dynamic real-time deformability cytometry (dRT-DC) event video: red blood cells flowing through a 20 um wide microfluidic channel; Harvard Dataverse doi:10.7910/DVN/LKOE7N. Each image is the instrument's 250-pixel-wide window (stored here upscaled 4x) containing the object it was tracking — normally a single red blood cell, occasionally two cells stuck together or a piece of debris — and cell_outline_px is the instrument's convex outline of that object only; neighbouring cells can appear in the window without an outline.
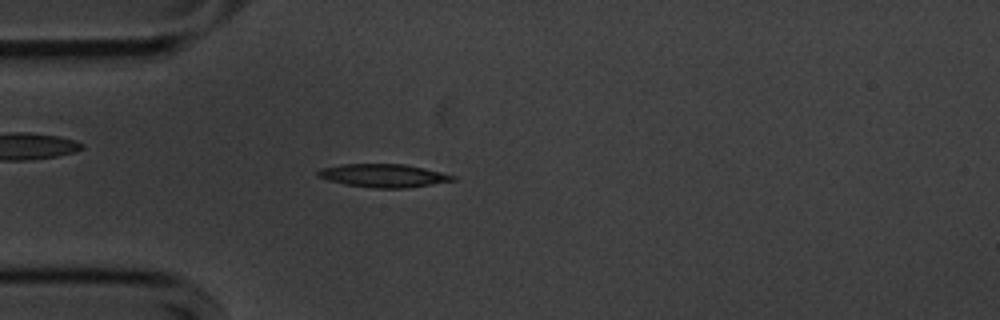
{"species": "common noctule bat (a hibernating species)", "species_latin": "Nyctalus noctula", "temperature_condition": "cold", "stored_images_in_passage": 47, "camera_frame_rate_fps": 3000, "um_per_image_px": 0.085, "animal": {"sex": "male", "body_mass_g": 20.1, "forearm_length_mm": 53.5}, "frame": {"image": 1, "passage_image": 7, "time_ms": 2.0, "image_size_px": [1000, 320], "cell_outline_px": [[456, 180], [432, 184], [404, 188], [376, 188], [344, 184], [328, 180], [316, 176], [316, 172], [320, 168], [340, 164], [404, 164], [424, 168], [456, 176]], "centroid_in_image_um": [32.55, 14.92], "position_along_channel_um": 52.5, "area_um2": 18.21}}
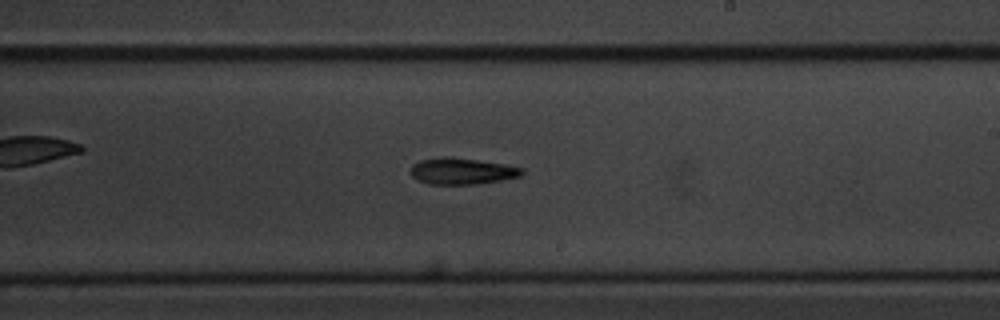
{"frame": {"image": 2, "passage_image": 24, "time_ms": 7.667, "image_size_px": [1000, 320], "cell_outline_px": [[524, 172], [520, 176], [500, 180], [476, 184], [428, 184], [412, 176], [412, 164], [420, 160], [444, 156], [448, 156], [476, 160], [524, 168]], "centroid_in_image_um": [39.25, 14.54], "position_along_channel_um": 249.8, "area_um2": 16.82}}
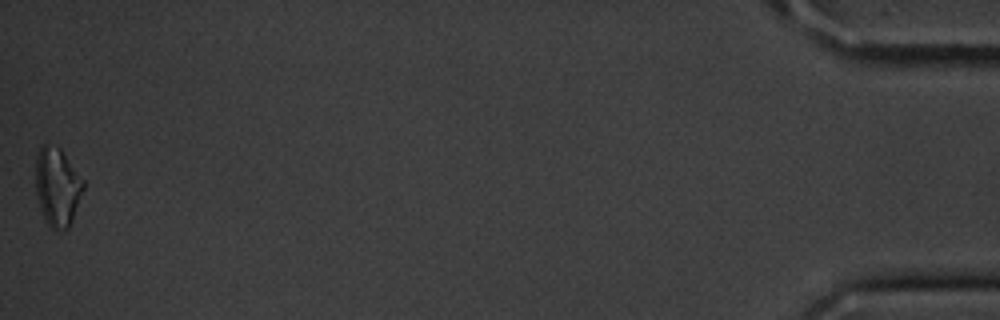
{"frame": {"image": 3, "passage_image": 47, "time_ms": 15.333, "image_size_px": [1000, 320], "cell_outline_px": [[84, 188], [72, 220], [68, 228], [56, 232], [48, 224], [40, 208], [36, 196], [36, 152], [44, 144], [60, 148], [84, 180]], "centroid_in_image_um": [4.87, 15.89], "position_along_channel_um": 430.3, "area_um2": 21.73}, "authors_computed_cell_mechanics": {"area_um2": 17.34, "velocity_mm_per_s": 3.6116, "shape_relaxation_time_tau1_ms": 3.0259, "shape_relaxation_time_tau2_ms": null, "deformation_change_tau1": 0.092, "deformation_change_tau2": null}}